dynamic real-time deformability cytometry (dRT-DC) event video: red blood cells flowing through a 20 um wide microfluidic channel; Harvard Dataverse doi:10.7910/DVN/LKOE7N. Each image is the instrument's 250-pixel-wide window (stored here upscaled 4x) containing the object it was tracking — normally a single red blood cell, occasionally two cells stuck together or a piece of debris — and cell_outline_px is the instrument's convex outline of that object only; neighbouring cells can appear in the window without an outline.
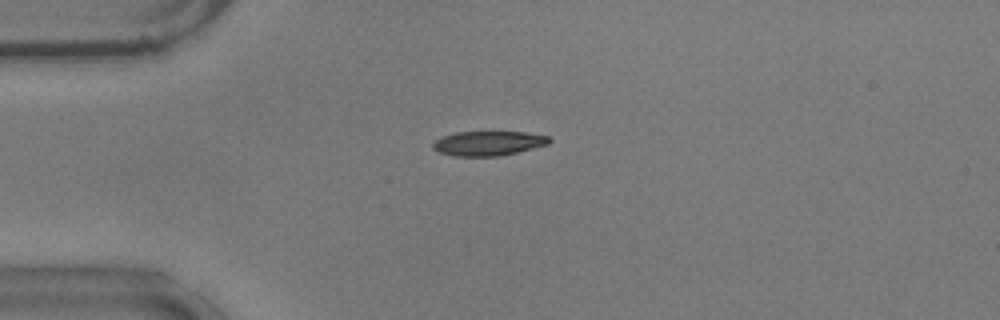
{"species": "common noctule bat (a hibernating species)", "species_latin": "Nyctalus noctula", "temperature_condition": "warm", "stored_images_in_passage": 43, "camera_frame_rate_fps": 3000, "um_per_image_px": 0.085, "animal": {"sex": "male", "body_mass_g": 17.9}, "frame": {"image": 1, "passage_image": 3, "time_ms": 0.667, "image_size_px": [1000, 320], "cell_outline_px": [[552, 140], [548, 144], [500, 156], [452, 156], [440, 152], [432, 148], [432, 144], [436, 140], [444, 136], [456, 132], [524, 132], [548, 136]], "centroid_in_image_um": [41.5, 12.18], "position_along_channel_um": 43.5, "area_um2": 16.47}}
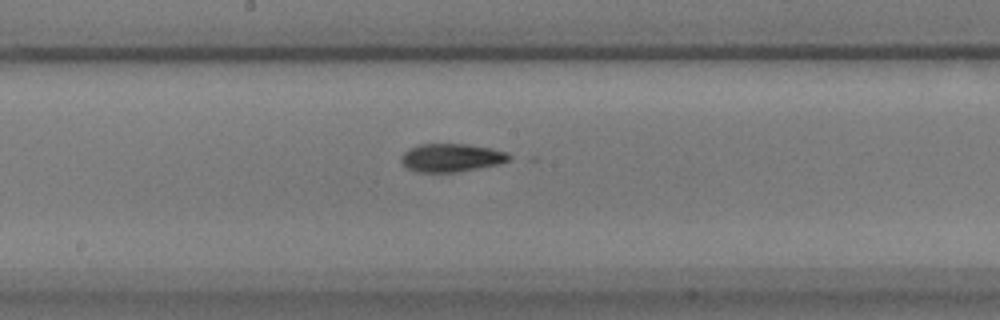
{"frame": {"image": 2, "passage_image": 18, "time_ms": 5.667, "image_size_px": [1000, 320], "cell_outline_px": [[516, 156], [508, 160], [496, 164], [456, 172], [416, 172], [408, 168], [400, 160], [400, 156], [408, 148], [416, 144], [468, 144], [492, 148], [508, 152]], "centroid_in_image_um": [38.36, 13.39], "position_along_channel_um": 209.8, "area_um2": 17.86}}
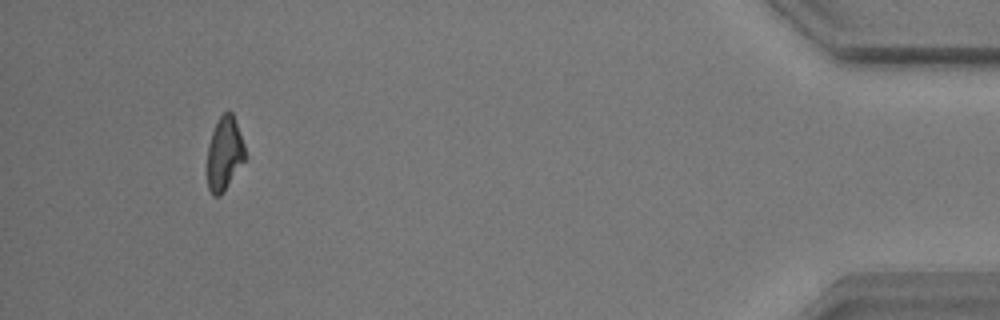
{"frame": {"image": 3, "passage_image": 40, "time_ms": 13.0, "image_size_px": [1000, 320], "cell_outline_px": [[248, 156], [224, 192], [220, 196], [212, 196], [208, 188], [208, 144], [212, 132], [220, 116], [224, 112], [232, 112], [244, 144]], "centroid_in_image_um": [19.1, 13.1], "position_along_channel_um": 416.1, "area_um2": 16.3}, "authors_computed_cell_mechanics": {"area_um2": 17.5134, "velocity_mm_per_s": 3.7378, "shape_relaxation_time_tau1_ms": 3.966, "shape_relaxation_time_tau2_ms": null, "deformation_change_tau1": 0.1791, "deformation_change_tau2": null}}